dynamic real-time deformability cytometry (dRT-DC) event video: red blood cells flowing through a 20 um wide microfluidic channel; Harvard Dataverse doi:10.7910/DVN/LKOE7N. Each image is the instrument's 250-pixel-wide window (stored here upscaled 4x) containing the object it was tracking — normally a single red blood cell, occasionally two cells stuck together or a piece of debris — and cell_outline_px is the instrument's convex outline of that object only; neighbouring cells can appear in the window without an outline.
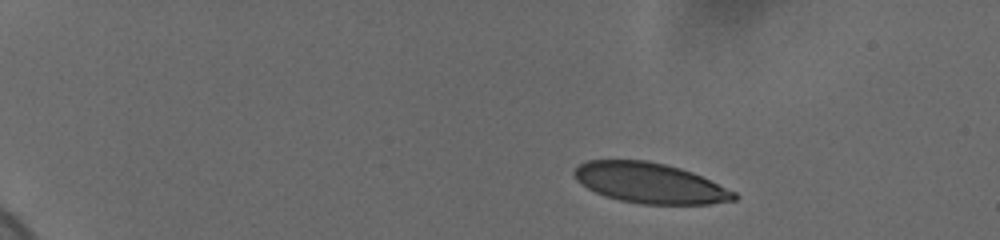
{"species": "human", "species_latin": "Homo sapiens", "temperature_condition": "cold", "stored_images_in_passage": 49, "camera_frame_rate_fps": 3000, "um_per_image_px": 0.085, "donor": {"sex": "female"}, "frame": {"image": 1, "passage_image": 1, "time_ms": 0.0, "image_size_px": [1000, 240], "cell_outline_px": [[740, 196], [736, 200], [708, 204], [644, 204], [620, 200], [604, 196], [580, 184], [576, 180], [572, 172], [580, 164], [588, 160], [648, 160], [680, 168], [692, 172], [736, 192]], "centroid_in_image_um": [55.24, 15.56], "position_along_channel_um": 29.8, "area_um2": 37.57}}
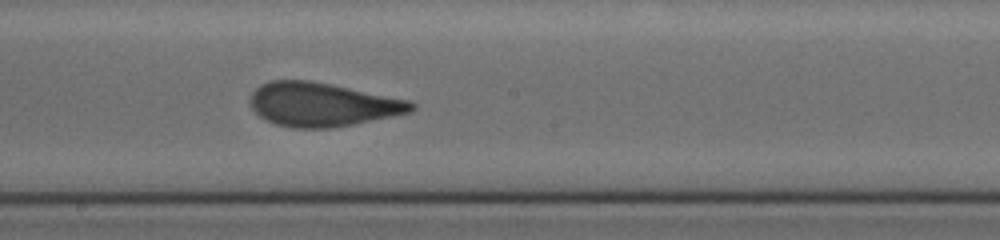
{"frame": {"image": 2, "passage_image": 26, "time_ms": 8.333, "image_size_px": [1000, 240], "cell_outline_px": [[416, 108], [408, 112], [392, 116], [332, 128], [292, 128], [276, 124], [260, 116], [252, 108], [248, 100], [252, 92], [260, 84], [272, 80], [308, 80], [408, 100], [416, 104]], "centroid_in_image_um": [27.33, 8.88], "position_along_channel_um": 220.9, "area_um2": 40.63}}
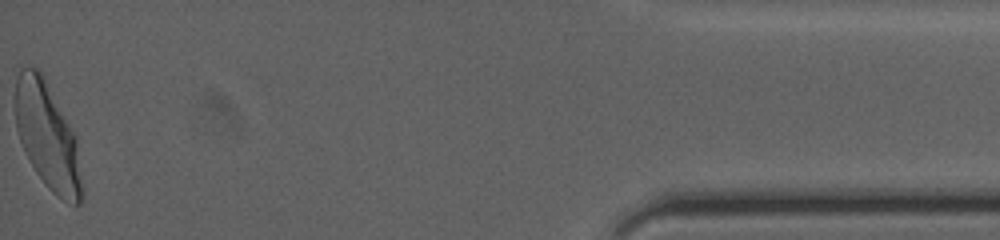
{"frame": {"image": 3, "passage_image": 49, "time_ms": 16.0, "image_size_px": [1000, 240], "cell_outline_px": [[84, 196], [80, 204], [68, 204], [56, 196], [44, 184], [36, 172], [20, 140], [16, 128], [16, 80], [20, 68], [36, 68], [44, 76], [76, 136], [84, 192]], "centroid_in_image_um": [4.08, 11.63], "position_along_channel_um": 431.1, "area_um2": 41.33}, "authors_computed_cell_mechanics": {"area_um2": 40.6334, "velocity_mm_per_s": 3.6499, "shape_relaxation_time_tau1_ms": 5.6768, "shape_relaxation_time_tau2_ms": null, "deformation_change_tau1": 0.1788, "deformation_change_tau2": null}}